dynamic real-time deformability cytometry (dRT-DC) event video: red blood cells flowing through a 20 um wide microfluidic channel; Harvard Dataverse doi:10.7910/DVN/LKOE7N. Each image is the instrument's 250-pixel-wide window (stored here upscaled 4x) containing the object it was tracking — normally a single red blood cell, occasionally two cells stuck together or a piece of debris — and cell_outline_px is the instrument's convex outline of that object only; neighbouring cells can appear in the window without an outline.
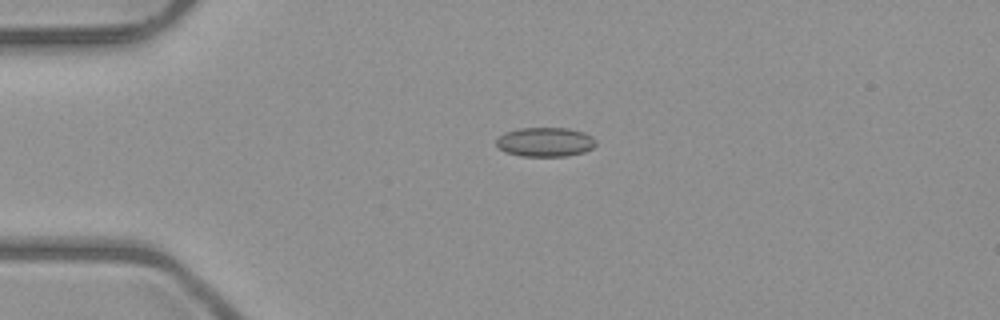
{"species": "common noctule bat (a hibernating species)", "species_latin": "Nyctalus noctula", "temperature_condition": "room temperature", "stored_images_in_passage": 2, "camera_frame_rate_fps": 3000, "um_per_image_px": 0.085, "animal": {"sex": "male", "body_mass_g": 23.1, "forearm_length_mm": 52.7}, "frame": {"image": 1, "passage_image": 1, "time_ms": 0.0, "image_size_px": [1000, 320], "cell_outline_px": [[596, 144], [592, 148], [584, 152], [568, 156], [520, 156], [504, 152], [496, 144], [496, 140], [504, 132], [520, 128], [568, 128], [584, 132], [592, 136], [596, 140]], "centroid_in_image_um": [46.35, 12.07], "position_along_channel_um": 38.7, "area_um2": 17.11}}